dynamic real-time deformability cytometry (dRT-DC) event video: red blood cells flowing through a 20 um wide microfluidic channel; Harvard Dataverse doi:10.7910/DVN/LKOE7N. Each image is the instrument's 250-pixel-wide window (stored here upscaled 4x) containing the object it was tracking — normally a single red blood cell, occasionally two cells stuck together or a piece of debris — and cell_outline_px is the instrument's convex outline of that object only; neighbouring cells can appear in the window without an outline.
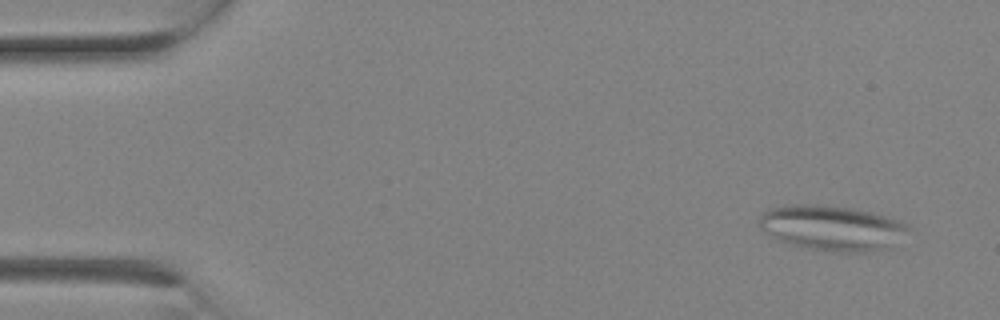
{"species": "Egyptian fruit bat (a non-hibernating species)", "species_latin": "Rousettus aegyptiacus", "temperature_condition": "room temperature", "stored_images_in_passage": 2, "camera_frame_rate_fps": 3000, "um_per_image_px": 0.085, "animal": {"sex": "female"}, "frame": {"image": 1, "passage_image": 1, "time_ms": 0.0, "image_size_px": [1000, 320], "cell_outline_px": [[912, 224], [888, 248], [864, 252], [836, 252], [804, 248], [788, 244], [776, 240], [764, 232], [756, 224], [760, 216], [768, 208], [788, 204], [824, 204], [856, 208], [872, 212]], "centroid_in_image_um": [70.63, 19.35], "position_along_channel_um": 14.4, "area_um2": 39.77}}